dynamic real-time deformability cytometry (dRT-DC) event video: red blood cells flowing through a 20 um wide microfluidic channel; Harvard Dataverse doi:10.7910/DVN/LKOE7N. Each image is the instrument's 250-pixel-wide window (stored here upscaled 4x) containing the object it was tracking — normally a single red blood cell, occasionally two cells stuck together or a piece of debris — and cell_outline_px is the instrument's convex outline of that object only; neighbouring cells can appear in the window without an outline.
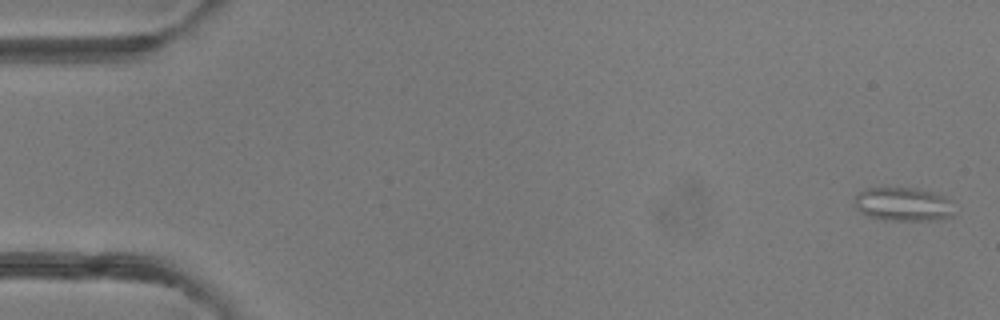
{"species": "common noctule bat (a hibernating species)", "species_latin": "Nyctalus noctula", "temperature_condition": "room temperature", "stored_images_in_passage": 4, "camera_frame_rate_fps": 3000, "um_per_image_px": 0.085, "animal": {"sex": "female"}, "frame": {"image": 1, "passage_image": 1, "time_ms": 0.0, "image_size_px": [1000, 320], "cell_outline_px": [[952, 216], [940, 220], [892, 220], [868, 216], [860, 212], [852, 204], [856, 196], [864, 188], [916, 188], [936, 192], [948, 196], [952, 200]], "centroid_in_image_um": [76.8, 17.35], "position_along_channel_um": 8.2, "area_um2": 19.88}}